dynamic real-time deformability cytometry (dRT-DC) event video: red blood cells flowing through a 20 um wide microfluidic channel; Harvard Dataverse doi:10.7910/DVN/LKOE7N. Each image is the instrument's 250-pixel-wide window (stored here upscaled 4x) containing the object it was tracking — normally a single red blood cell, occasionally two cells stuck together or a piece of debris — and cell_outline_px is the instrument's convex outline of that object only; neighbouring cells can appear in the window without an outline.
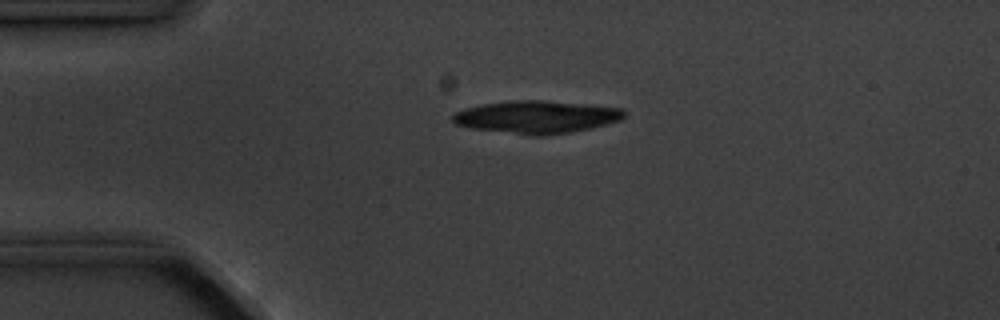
{"species": "common noctule bat (a hibernating species)", "species_latin": "Nyctalus noctula", "temperature_condition": "cold", "stored_images_in_passage": 4, "camera_frame_rate_fps": 3000, "um_per_image_px": 0.085, "animal": {"sex": "male", "body_mass_g": 20.1, "forearm_length_mm": 53.5}, "frame": {"image": 1, "passage_image": 3, "time_ms": 2.333, "image_size_px": [1000, 320], "cell_outline_px": [[624, 116], [620, 120], [572, 132], [544, 136], [536, 136], [472, 128], [456, 124], [452, 120], [452, 116], [456, 112], [464, 108], [484, 104], [512, 100], [540, 100], [584, 104], [620, 108], [624, 112]], "centroid_in_image_um": [45.57, 9.94], "position_along_channel_um": 39.4, "area_um2": 32.19}}